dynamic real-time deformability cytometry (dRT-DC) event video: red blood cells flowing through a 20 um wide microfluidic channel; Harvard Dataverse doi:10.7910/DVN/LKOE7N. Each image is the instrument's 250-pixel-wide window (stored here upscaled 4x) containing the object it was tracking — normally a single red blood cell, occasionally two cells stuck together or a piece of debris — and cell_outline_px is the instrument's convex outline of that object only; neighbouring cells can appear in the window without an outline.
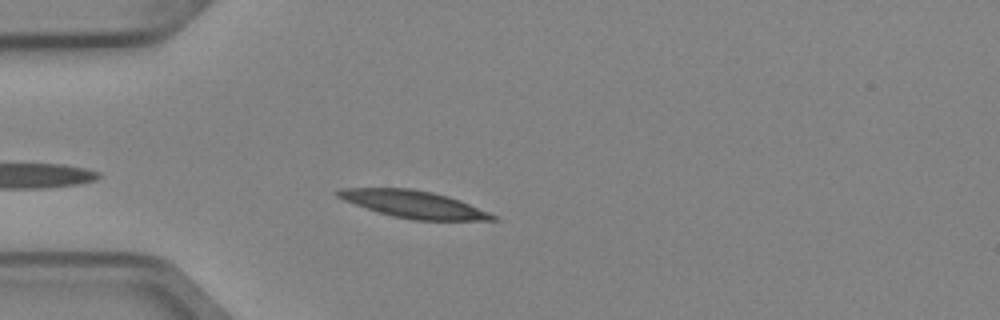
{"species": "Egyptian fruit bat (a non-hibernating species)", "species_latin": "Rousettus aegyptiacus", "temperature_condition": "cold", "stored_images_in_passage": 3, "camera_frame_rate_fps": 3000, "um_per_image_px": 0.085, "animal": {"sex": "female"}, "frame": {"image": 1, "passage_image": 3, "time_ms": 0.667, "image_size_px": [1000, 320], "cell_outline_px": [[500, 220], [412, 220], [392, 216], [344, 200], [336, 196], [332, 192], [340, 188], [412, 188], [432, 192], [448, 196], [460, 200], [488, 212], [496, 216]], "centroid_in_image_um": [35.15, 17.35], "position_along_channel_um": 49.9, "area_um2": 24.39}}